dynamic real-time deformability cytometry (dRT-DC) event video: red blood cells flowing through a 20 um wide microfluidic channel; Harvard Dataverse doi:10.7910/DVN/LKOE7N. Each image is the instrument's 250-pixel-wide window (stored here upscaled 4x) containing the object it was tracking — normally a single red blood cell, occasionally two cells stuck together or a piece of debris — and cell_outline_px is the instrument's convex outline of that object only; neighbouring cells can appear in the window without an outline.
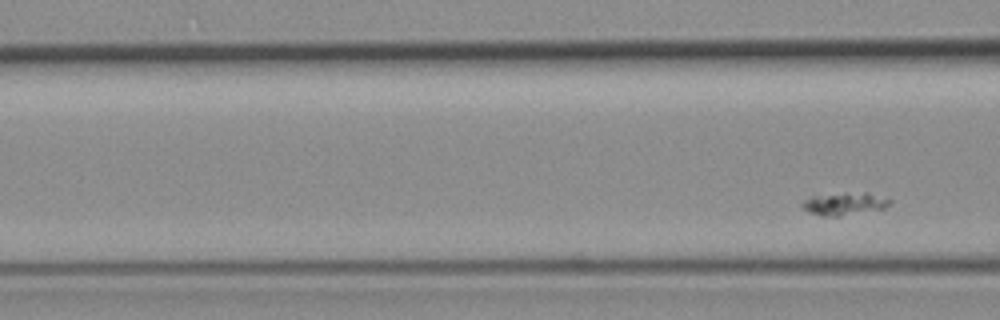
{"species": "common noctule bat (a hibernating species)", "species_latin": "Nyctalus noctula", "temperature_condition": "room temperature", "stored_images_in_passage": 5, "camera_frame_rate_fps": 3000, "um_per_image_px": 0.085, "animal": {"sex": "female", "body_mass_g": 19.3, "forearm_length_mm": 54.1}, "frame": {"image": 1, "passage_image": 5, "time_ms": 4.667, "image_size_px": [1000, 320], "cell_outline_px": [[892, 200], [884, 208], [840, 216], [820, 216], [808, 212], [800, 204], [804, 200], [812, 196], [844, 192], [868, 192]], "centroid_in_image_um": [71.74, 17.3], "position_along_channel_um": 94.9, "area_um2": 11.56}}